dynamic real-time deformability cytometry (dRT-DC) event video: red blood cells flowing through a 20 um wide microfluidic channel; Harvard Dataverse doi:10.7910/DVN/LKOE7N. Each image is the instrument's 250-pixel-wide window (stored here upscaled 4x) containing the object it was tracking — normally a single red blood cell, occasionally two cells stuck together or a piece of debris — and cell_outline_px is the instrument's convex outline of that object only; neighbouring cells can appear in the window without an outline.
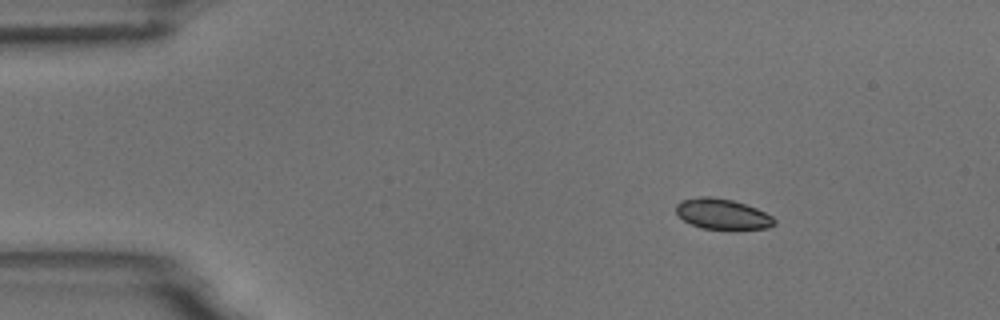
{"species": "common noctule bat (a hibernating species)", "species_latin": "Nyctalus noctula", "temperature_condition": "room temperature", "stored_images_in_passage": 48, "camera_frame_rate_fps": 3000, "um_per_image_px": 0.085, "animal": {"sex": "male", "body_mass_g": 18.8}, "frame": {"image": 1, "passage_image": 1, "time_ms": 0.0, "image_size_px": [1000, 320], "cell_outline_px": [[776, 224], [768, 228], [736, 232], [700, 228], [684, 220], [676, 212], [676, 204], [680, 200], [700, 196], [712, 196], [732, 200], [756, 208], [772, 216], [776, 220]], "centroid_in_image_um": [61.44, 18.24], "position_along_channel_um": 23.6, "area_um2": 18.21}}
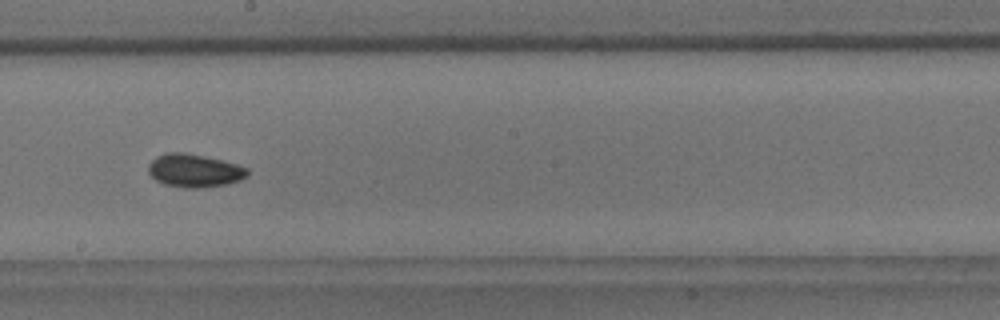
{"frame": {"image": 2, "passage_image": 24, "time_ms": 7.667, "image_size_px": [1000, 320], "cell_outline_px": [[248, 176], [240, 180], [228, 184], [196, 188], [184, 188], [164, 184], [156, 180], [148, 172], [148, 164], [156, 156], [164, 152], [184, 152], [224, 160], [248, 168]], "centroid_in_image_um": [16.51, 14.49], "position_along_channel_um": 231.7, "area_um2": 19.31}}
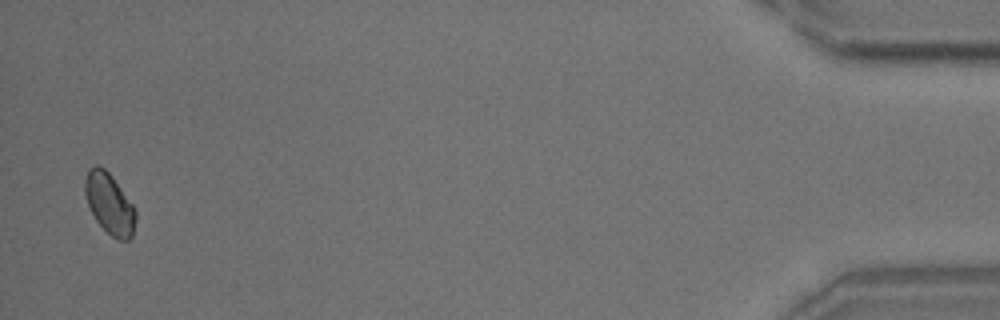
{"frame": {"image": 3, "passage_image": 47, "time_ms": 15.333, "image_size_px": [1000, 320], "cell_outline_px": [[136, 220], [132, 236], [128, 240], [116, 240], [96, 220], [88, 204], [84, 192], [84, 180], [88, 168], [96, 164], [104, 168], [112, 176], [136, 208]], "centroid_in_image_um": [9.31, 17.29], "position_along_channel_um": 425.9, "area_um2": 18.03}}